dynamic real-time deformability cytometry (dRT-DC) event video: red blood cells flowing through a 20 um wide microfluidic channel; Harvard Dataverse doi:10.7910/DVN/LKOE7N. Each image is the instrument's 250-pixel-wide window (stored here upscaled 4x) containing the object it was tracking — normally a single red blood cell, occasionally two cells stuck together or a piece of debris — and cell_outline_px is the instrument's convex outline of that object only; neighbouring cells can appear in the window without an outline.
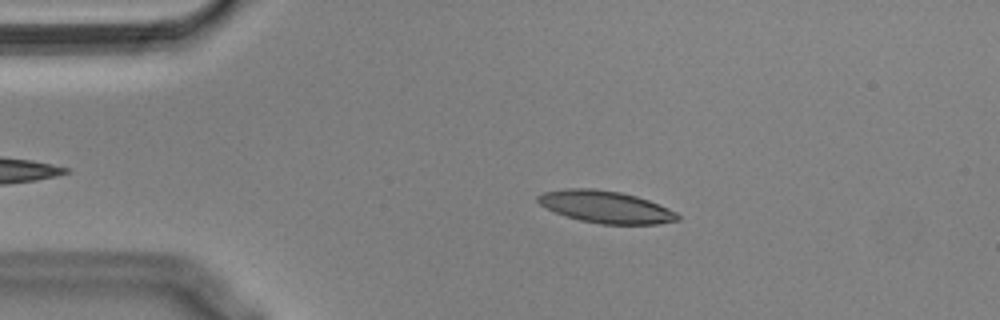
{"species": "Egyptian fruit bat (a non-hibernating species)", "species_latin": "Rousettus aegyptiacus", "temperature_condition": "cold", "stored_images_in_passage": 48, "camera_frame_rate_fps": 3000, "um_per_image_px": 0.085, "animal": {"sex": "male"}, "frame": {"image": 1, "passage_image": 10, "time_ms": 3.0, "image_size_px": [1000, 320], "cell_outline_px": [[680, 220], [656, 224], [600, 224], [580, 220], [556, 212], [540, 204], [536, 200], [536, 196], [544, 192], [564, 188], [592, 188], [620, 192], [636, 196], [648, 200], [668, 208], [676, 212], [680, 216]], "centroid_in_image_um": [51.49, 17.58], "position_along_channel_um": 33.5, "area_um2": 26.01}}
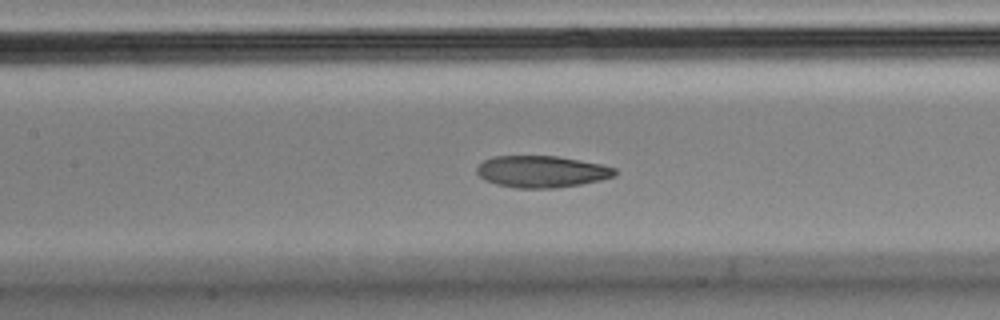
{"frame": {"image": 2, "passage_image": 24, "time_ms": 7.667, "image_size_px": [1000, 320], "cell_outline_px": [[616, 176], [600, 180], [580, 184], [552, 188], [516, 188], [496, 184], [484, 180], [476, 172], [476, 168], [484, 160], [492, 156], [556, 156], [580, 160], [600, 164], [616, 168]], "centroid_in_image_um": [46.02, 14.58], "position_along_channel_um": 161.4, "area_um2": 25.49}}
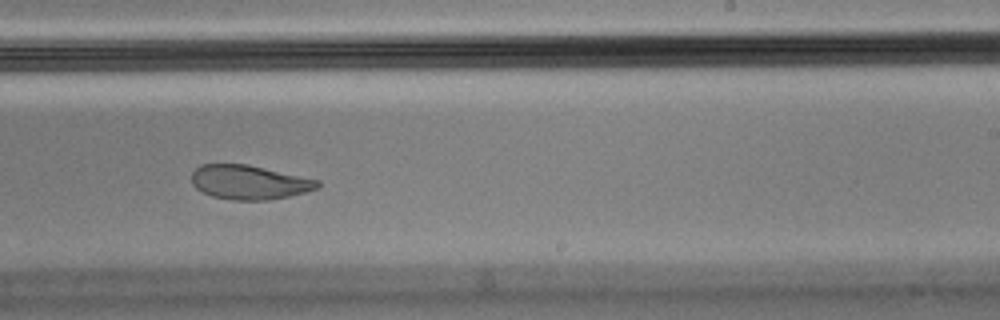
{"frame": {"image": 3, "passage_image": 33, "time_ms": 10.667, "image_size_px": [1000, 320], "cell_outline_px": [[320, 188], [288, 196], [268, 200], [232, 200], [212, 196], [196, 188], [192, 184], [192, 172], [200, 164], [248, 164], [320, 180]], "centroid_in_image_um": [21.19, 15.48], "position_along_channel_um": 267.8, "area_um2": 25.14}, "authors_computed_cell_mechanics": {"area_um2": 26.2701, "velocity_mm_per_s": 3.5587, "shape_relaxation_time_tau1_ms": 7.8395, "shape_relaxation_time_tau2_ms": 2.7959, "deformation_change_tau1": 0.2134, "deformation_change_tau2": 0.0846}}